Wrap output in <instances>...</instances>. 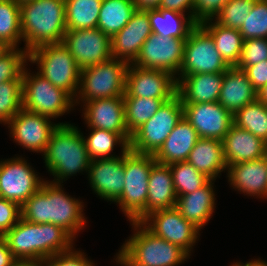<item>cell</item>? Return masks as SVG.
Masks as SVG:
<instances>
[{
	"mask_svg": "<svg viewBox=\"0 0 267 266\" xmlns=\"http://www.w3.org/2000/svg\"><path fill=\"white\" fill-rule=\"evenodd\" d=\"M83 202L65 194L61 184L45 181L21 207V218L31 223H52L74 239L84 225Z\"/></svg>",
	"mask_w": 267,
	"mask_h": 266,
	"instance_id": "obj_1",
	"label": "cell"
},
{
	"mask_svg": "<svg viewBox=\"0 0 267 266\" xmlns=\"http://www.w3.org/2000/svg\"><path fill=\"white\" fill-rule=\"evenodd\" d=\"M2 238L17 261L48 260L73 248L74 238L52 223H31L20 218Z\"/></svg>",
	"mask_w": 267,
	"mask_h": 266,
	"instance_id": "obj_2",
	"label": "cell"
},
{
	"mask_svg": "<svg viewBox=\"0 0 267 266\" xmlns=\"http://www.w3.org/2000/svg\"><path fill=\"white\" fill-rule=\"evenodd\" d=\"M21 31L27 52L62 43L66 26L65 0H33L20 4Z\"/></svg>",
	"mask_w": 267,
	"mask_h": 266,
	"instance_id": "obj_3",
	"label": "cell"
},
{
	"mask_svg": "<svg viewBox=\"0 0 267 266\" xmlns=\"http://www.w3.org/2000/svg\"><path fill=\"white\" fill-rule=\"evenodd\" d=\"M45 166L54 176L51 183L61 184L77 172H88L90 158L83 134L71 124L58 125L44 152Z\"/></svg>",
	"mask_w": 267,
	"mask_h": 266,
	"instance_id": "obj_4",
	"label": "cell"
},
{
	"mask_svg": "<svg viewBox=\"0 0 267 266\" xmlns=\"http://www.w3.org/2000/svg\"><path fill=\"white\" fill-rule=\"evenodd\" d=\"M135 234L116 255L121 266H177L189 255L179 246L155 236L141 222L131 221Z\"/></svg>",
	"mask_w": 267,
	"mask_h": 266,
	"instance_id": "obj_5",
	"label": "cell"
},
{
	"mask_svg": "<svg viewBox=\"0 0 267 266\" xmlns=\"http://www.w3.org/2000/svg\"><path fill=\"white\" fill-rule=\"evenodd\" d=\"M155 162L151 154H141L130 149L124 153V188L114 202L119 204L130 222H142L145 219L148 178Z\"/></svg>",
	"mask_w": 267,
	"mask_h": 266,
	"instance_id": "obj_6",
	"label": "cell"
},
{
	"mask_svg": "<svg viewBox=\"0 0 267 266\" xmlns=\"http://www.w3.org/2000/svg\"><path fill=\"white\" fill-rule=\"evenodd\" d=\"M28 61L38 64L39 74L74 99L79 90L81 69L62 44H45L28 52Z\"/></svg>",
	"mask_w": 267,
	"mask_h": 266,
	"instance_id": "obj_7",
	"label": "cell"
},
{
	"mask_svg": "<svg viewBox=\"0 0 267 266\" xmlns=\"http://www.w3.org/2000/svg\"><path fill=\"white\" fill-rule=\"evenodd\" d=\"M129 63L111 58L108 61L81 69L79 95L75 104L100 98L124 96ZM80 99V100H79Z\"/></svg>",
	"mask_w": 267,
	"mask_h": 266,
	"instance_id": "obj_8",
	"label": "cell"
},
{
	"mask_svg": "<svg viewBox=\"0 0 267 266\" xmlns=\"http://www.w3.org/2000/svg\"><path fill=\"white\" fill-rule=\"evenodd\" d=\"M24 69L22 77V108L50 119L71 110L74 98L63 89L54 86L38 72L32 74Z\"/></svg>",
	"mask_w": 267,
	"mask_h": 266,
	"instance_id": "obj_9",
	"label": "cell"
},
{
	"mask_svg": "<svg viewBox=\"0 0 267 266\" xmlns=\"http://www.w3.org/2000/svg\"><path fill=\"white\" fill-rule=\"evenodd\" d=\"M182 117L183 104L180 96L176 94L165 101L155 115L131 135L129 149L154 155Z\"/></svg>",
	"mask_w": 267,
	"mask_h": 266,
	"instance_id": "obj_10",
	"label": "cell"
},
{
	"mask_svg": "<svg viewBox=\"0 0 267 266\" xmlns=\"http://www.w3.org/2000/svg\"><path fill=\"white\" fill-rule=\"evenodd\" d=\"M229 67L217 51L212 36L200 24H197L186 39L183 63L178 75L223 74Z\"/></svg>",
	"mask_w": 267,
	"mask_h": 266,
	"instance_id": "obj_11",
	"label": "cell"
},
{
	"mask_svg": "<svg viewBox=\"0 0 267 266\" xmlns=\"http://www.w3.org/2000/svg\"><path fill=\"white\" fill-rule=\"evenodd\" d=\"M186 39L163 38L152 33L143 43L132 65L143 69L164 70L178 75L184 57Z\"/></svg>",
	"mask_w": 267,
	"mask_h": 266,
	"instance_id": "obj_12",
	"label": "cell"
},
{
	"mask_svg": "<svg viewBox=\"0 0 267 266\" xmlns=\"http://www.w3.org/2000/svg\"><path fill=\"white\" fill-rule=\"evenodd\" d=\"M44 182L22 157L0 161V197L13 201L20 207Z\"/></svg>",
	"mask_w": 267,
	"mask_h": 266,
	"instance_id": "obj_13",
	"label": "cell"
},
{
	"mask_svg": "<svg viewBox=\"0 0 267 266\" xmlns=\"http://www.w3.org/2000/svg\"><path fill=\"white\" fill-rule=\"evenodd\" d=\"M62 44L70 51L80 69L112 58L111 37L99 28L67 30Z\"/></svg>",
	"mask_w": 267,
	"mask_h": 266,
	"instance_id": "obj_14",
	"label": "cell"
},
{
	"mask_svg": "<svg viewBox=\"0 0 267 266\" xmlns=\"http://www.w3.org/2000/svg\"><path fill=\"white\" fill-rule=\"evenodd\" d=\"M141 223L155 236L179 246L189 256L198 235L200 236V230L185 219L175 207L153 212Z\"/></svg>",
	"mask_w": 267,
	"mask_h": 266,
	"instance_id": "obj_15",
	"label": "cell"
},
{
	"mask_svg": "<svg viewBox=\"0 0 267 266\" xmlns=\"http://www.w3.org/2000/svg\"><path fill=\"white\" fill-rule=\"evenodd\" d=\"M50 118L22 108L12 119L9 120L8 128L13 140L26 150L44 154L51 135L58 125L52 124Z\"/></svg>",
	"mask_w": 267,
	"mask_h": 266,
	"instance_id": "obj_16",
	"label": "cell"
},
{
	"mask_svg": "<svg viewBox=\"0 0 267 266\" xmlns=\"http://www.w3.org/2000/svg\"><path fill=\"white\" fill-rule=\"evenodd\" d=\"M183 117L196 130L199 138L223 140L234 124L233 115L218 101L182 103Z\"/></svg>",
	"mask_w": 267,
	"mask_h": 266,
	"instance_id": "obj_17",
	"label": "cell"
},
{
	"mask_svg": "<svg viewBox=\"0 0 267 266\" xmlns=\"http://www.w3.org/2000/svg\"><path fill=\"white\" fill-rule=\"evenodd\" d=\"M176 94L177 81L171 73L129 64L123 97L172 98Z\"/></svg>",
	"mask_w": 267,
	"mask_h": 266,
	"instance_id": "obj_18",
	"label": "cell"
},
{
	"mask_svg": "<svg viewBox=\"0 0 267 266\" xmlns=\"http://www.w3.org/2000/svg\"><path fill=\"white\" fill-rule=\"evenodd\" d=\"M121 156L91 160L88 178L92 189L100 198L114 202L121 194L125 183L124 153Z\"/></svg>",
	"mask_w": 267,
	"mask_h": 266,
	"instance_id": "obj_19",
	"label": "cell"
},
{
	"mask_svg": "<svg viewBox=\"0 0 267 266\" xmlns=\"http://www.w3.org/2000/svg\"><path fill=\"white\" fill-rule=\"evenodd\" d=\"M152 34L148 10H137L122 30L111 38L112 58L132 64Z\"/></svg>",
	"mask_w": 267,
	"mask_h": 266,
	"instance_id": "obj_20",
	"label": "cell"
},
{
	"mask_svg": "<svg viewBox=\"0 0 267 266\" xmlns=\"http://www.w3.org/2000/svg\"><path fill=\"white\" fill-rule=\"evenodd\" d=\"M84 119L89 128L119 133L128 143L131 135L125 123L123 96L85 102Z\"/></svg>",
	"mask_w": 267,
	"mask_h": 266,
	"instance_id": "obj_21",
	"label": "cell"
},
{
	"mask_svg": "<svg viewBox=\"0 0 267 266\" xmlns=\"http://www.w3.org/2000/svg\"><path fill=\"white\" fill-rule=\"evenodd\" d=\"M227 169L233 189L246 195L267 198V164L264 157L228 165Z\"/></svg>",
	"mask_w": 267,
	"mask_h": 266,
	"instance_id": "obj_22",
	"label": "cell"
},
{
	"mask_svg": "<svg viewBox=\"0 0 267 266\" xmlns=\"http://www.w3.org/2000/svg\"><path fill=\"white\" fill-rule=\"evenodd\" d=\"M176 81L177 94L182 103H212L219 99L223 74H191L178 76Z\"/></svg>",
	"mask_w": 267,
	"mask_h": 266,
	"instance_id": "obj_23",
	"label": "cell"
},
{
	"mask_svg": "<svg viewBox=\"0 0 267 266\" xmlns=\"http://www.w3.org/2000/svg\"><path fill=\"white\" fill-rule=\"evenodd\" d=\"M257 99V91L248 80L247 73L236 66L223 73L218 102L233 116L245 105Z\"/></svg>",
	"mask_w": 267,
	"mask_h": 266,
	"instance_id": "obj_24",
	"label": "cell"
},
{
	"mask_svg": "<svg viewBox=\"0 0 267 266\" xmlns=\"http://www.w3.org/2000/svg\"><path fill=\"white\" fill-rule=\"evenodd\" d=\"M222 143L227 166L262 158L267 145L263 139L234 124L224 136Z\"/></svg>",
	"mask_w": 267,
	"mask_h": 266,
	"instance_id": "obj_25",
	"label": "cell"
},
{
	"mask_svg": "<svg viewBox=\"0 0 267 266\" xmlns=\"http://www.w3.org/2000/svg\"><path fill=\"white\" fill-rule=\"evenodd\" d=\"M145 218L153 212L175 207L177 194L169 165L155 162L148 178Z\"/></svg>",
	"mask_w": 267,
	"mask_h": 266,
	"instance_id": "obj_26",
	"label": "cell"
},
{
	"mask_svg": "<svg viewBox=\"0 0 267 266\" xmlns=\"http://www.w3.org/2000/svg\"><path fill=\"white\" fill-rule=\"evenodd\" d=\"M198 139L196 130L182 117L160 149L153 155L154 159L166 165L187 161Z\"/></svg>",
	"mask_w": 267,
	"mask_h": 266,
	"instance_id": "obj_27",
	"label": "cell"
},
{
	"mask_svg": "<svg viewBox=\"0 0 267 266\" xmlns=\"http://www.w3.org/2000/svg\"><path fill=\"white\" fill-rule=\"evenodd\" d=\"M213 181L210 180L195 192L178 196L176 199L175 208L199 230L207 224L214 212L215 191H213Z\"/></svg>",
	"mask_w": 267,
	"mask_h": 266,
	"instance_id": "obj_28",
	"label": "cell"
},
{
	"mask_svg": "<svg viewBox=\"0 0 267 266\" xmlns=\"http://www.w3.org/2000/svg\"><path fill=\"white\" fill-rule=\"evenodd\" d=\"M187 162L211 180L227 171L223 143L218 139L199 138L191 150Z\"/></svg>",
	"mask_w": 267,
	"mask_h": 266,
	"instance_id": "obj_29",
	"label": "cell"
},
{
	"mask_svg": "<svg viewBox=\"0 0 267 266\" xmlns=\"http://www.w3.org/2000/svg\"><path fill=\"white\" fill-rule=\"evenodd\" d=\"M152 33L163 38L187 39L197 23L183 13L162 8L148 9Z\"/></svg>",
	"mask_w": 267,
	"mask_h": 266,
	"instance_id": "obj_30",
	"label": "cell"
},
{
	"mask_svg": "<svg viewBox=\"0 0 267 266\" xmlns=\"http://www.w3.org/2000/svg\"><path fill=\"white\" fill-rule=\"evenodd\" d=\"M212 21L213 19H208L199 24L212 36L216 49L224 61L230 67L237 66L244 42L240 31Z\"/></svg>",
	"mask_w": 267,
	"mask_h": 266,
	"instance_id": "obj_31",
	"label": "cell"
},
{
	"mask_svg": "<svg viewBox=\"0 0 267 266\" xmlns=\"http://www.w3.org/2000/svg\"><path fill=\"white\" fill-rule=\"evenodd\" d=\"M135 11L133 0H103L97 28L112 38L130 21Z\"/></svg>",
	"mask_w": 267,
	"mask_h": 266,
	"instance_id": "obj_32",
	"label": "cell"
},
{
	"mask_svg": "<svg viewBox=\"0 0 267 266\" xmlns=\"http://www.w3.org/2000/svg\"><path fill=\"white\" fill-rule=\"evenodd\" d=\"M103 0H65L67 30L97 28Z\"/></svg>",
	"mask_w": 267,
	"mask_h": 266,
	"instance_id": "obj_33",
	"label": "cell"
},
{
	"mask_svg": "<svg viewBox=\"0 0 267 266\" xmlns=\"http://www.w3.org/2000/svg\"><path fill=\"white\" fill-rule=\"evenodd\" d=\"M171 98L123 97L125 123L132 135L145 122L152 118L161 105Z\"/></svg>",
	"mask_w": 267,
	"mask_h": 266,
	"instance_id": "obj_34",
	"label": "cell"
},
{
	"mask_svg": "<svg viewBox=\"0 0 267 266\" xmlns=\"http://www.w3.org/2000/svg\"><path fill=\"white\" fill-rule=\"evenodd\" d=\"M91 133L85 140L90 160L115 157L111 154L118 143L122 150L129 149V143L119 134L108 130L90 128Z\"/></svg>",
	"mask_w": 267,
	"mask_h": 266,
	"instance_id": "obj_35",
	"label": "cell"
},
{
	"mask_svg": "<svg viewBox=\"0 0 267 266\" xmlns=\"http://www.w3.org/2000/svg\"><path fill=\"white\" fill-rule=\"evenodd\" d=\"M234 125L251 132L267 142V109L266 105L255 100L233 116Z\"/></svg>",
	"mask_w": 267,
	"mask_h": 266,
	"instance_id": "obj_36",
	"label": "cell"
},
{
	"mask_svg": "<svg viewBox=\"0 0 267 266\" xmlns=\"http://www.w3.org/2000/svg\"><path fill=\"white\" fill-rule=\"evenodd\" d=\"M22 39L20 5L14 0H0V41L18 48Z\"/></svg>",
	"mask_w": 267,
	"mask_h": 266,
	"instance_id": "obj_37",
	"label": "cell"
},
{
	"mask_svg": "<svg viewBox=\"0 0 267 266\" xmlns=\"http://www.w3.org/2000/svg\"><path fill=\"white\" fill-rule=\"evenodd\" d=\"M175 192L178 196L195 192L211 179L200 173L187 161L170 164Z\"/></svg>",
	"mask_w": 267,
	"mask_h": 266,
	"instance_id": "obj_38",
	"label": "cell"
},
{
	"mask_svg": "<svg viewBox=\"0 0 267 266\" xmlns=\"http://www.w3.org/2000/svg\"><path fill=\"white\" fill-rule=\"evenodd\" d=\"M22 79L0 83V123L8 124L22 109Z\"/></svg>",
	"mask_w": 267,
	"mask_h": 266,
	"instance_id": "obj_39",
	"label": "cell"
},
{
	"mask_svg": "<svg viewBox=\"0 0 267 266\" xmlns=\"http://www.w3.org/2000/svg\"><path fill=\"white\" fill-rule=\"evenodd\" d=\"M244 40L267 38V0H256L239 29Z\"/></svg>",
	"mask_w": 267,
	"mask_h": 266,
	"instance_id": "obj_40",
	"label": "cell"
},
{
	"mask_svg": "<svg viewBox=\"0 0 267 266\" xmlns=\"http://www.w3.org/2000/svg\"><path fill=\"white\" fill-rule=\"evenodd\" d=\"M256 0H228L214 21L223 27L240 29Z\"/></svg>",
	"mask_w": 267,
	"mask_h": 266,
	"instance_id": "obj_41",
	"label": "cell"
},
{
	"mask_svg": "<svg viewBox=\"0 0 267 266\" xmlns=\"http://www.w3.org/2000/svg\"><path fill=\"white\" fill-rule=\"evenodd\" d=\"M27 60L28 52L19 48H12L0 58V83L22 79Z\"/></svg>",
	"mask_w": 267,
	"mask_h": 266,
	"instance_id": "obj_42",
	"label": "cell"
},
{
	"mask_svg": "<svg viewBox=\"0 0 267 266\" xmlns=\"http://www.w3.org/2000/svg\"><path fill=\"white\" fill-rule=\"evenodd\" d=\"M267 60V38L247 39L243 42L237 68L245 70L248 66L256 65Z\"/></svg>",
	"mask_w": 267,
	"mask_h": 266,
	"instance_id": "obj_43",
	"label": "cell"
},
{
	"mask_svg": "<svg viewBox=\"0 0 267 266\" xmlns=\"http://www.w3.org/2000/svg\"><path fill=\"white\" fill-rule=\"evenodd\" d=\"M20 206L0 197V237L8 232L21 218Z\"/></svg>",
	"mask_w": 267,
	"mask_h": 266,
	"instance_id": "obj_44",
	"label": "cell"
},
{
	"mask_svg": "<svg viewBox=\"0 0 267 266\" xmlns=\"http://www.w3.org/2000/svg\"><path fill=\"white\" fill-rule=\"evenodd\" d=\"M228 0H194L193 20L199 24L214 17Z\"/></svg>",
	"mask_w": 267,
	"mask_h": 266,
	"instance_id": "obj_45",
	"label": "cell"
},
{
	"mask_svg": "<svg viewBox=\"0 0 267 266\" xmlns=\"http://www.w3.org/2000/svg\"><path fill=\"white\" fill-rule=\"evenodd\" d=\"M85 256L81 251H75L71 248L68 251L53 255L47 262L49 266H95L93 261L91 262Z\"/></svg>",
	"mask_w": 267,
	"mask_h": 266,
	"instance_id": "obj_46",
	"label": "cell"
},
{
	"mask_svg": "<svg viewBox=\"0 0 267 266\" xmlns=\"http://www.w3.org/2000/svg\"><path fill=\"white\" fill-rule=\"evenodd\" d=\"M244 71L247 73L248 80L256 91L267 84V60L253 66H248Z\"/></svg>",
	"mask_w": 267,
	"mask_h": 266,
	"instance_id": "obj_47",
	"label": "cell"
},
{
	"mask_svg": "<svg viewBox=\"0 0 267 266\" xmlns=\"http://www.w3.org/2000/svg\"><path fill=\"white\" fill-rule=\"evenodd\" d=\"M159 8L174 10L183 14L188 10V16L193 19L194 0H161Z\"/></svg>",
	"mask_w": 267,
	"mask_h": 266,
	"instance_id": "obj_48",
	"label": "cell"
},
{
	"mask_svg": "<svg viewBox=\"0 0 267 266\" xmlns=\"http://www.w3.org/2000/svg\"><path fill=\"white\" fill-rule=\"evenodd\" d=\"M16 261L6 241L0 237V266H14Z\"/></svg>",
	"mask_w": 267,
	"mask_h": 266,
	"instance_id": "obj_49",
	"label": "cell"
},
{
	"mask_svg": "<svg viewBox=\"0 0 267 266\" xmlns=\"http://www.w3.org/2000/svg\"><path fill=\"white\" fill-rule=\"evenodd\" d=\"M137 10L159 8L161 0H133Z\"/></svg>",
	"mask_w": 267,
	"mask_h": 266,
	"instance_id": "obj_50",
	"label": "cell"
},
{
	"mask_svg": "<svg viewBox=\"0 0 267 266\" xmlns=\"http://www.w3.org/2000/svg\"><path fill=\"white\" fill-rule=\"evenodd\" d=\"M14 266H49L47 260L16 261Z\"/></svg>",
	"mask_w": 267,
	"mask_h": 266,
	"instance_id": "obj_51",
	"label": "cell"
},
{
	"mask_svg": "<svg viewBox=\"0 0 267 266\" xmlns=\"http://www.w3.org/2000/svg\"><path fill=\"white\" fill-rule=\"evenodd\" d=\"M257 100L267 105V84L257 90Z\"/></svg>",
	"mask_w": 267,
	"mask_h": 266,
	"instance_id": "obj_52",
	"label": "cell"
},
{
	"mask_svg": "<svg viewBox=\"0 0 267 266\" xmlns=\"http://www.w3.org/2000/svg\"><path fill=\"white\" fill-rule=\"evenodd\" d=\"M240 264L242 266H267V262H265L261 259H258V260L254 259V261L252 260V261H249V262H246L243 264L240 262Z\"/></svg>",
	"mask_w": 267,
	"mask_h": 266,
	"instance_id": "obj_53",
	"label": "cell"
},
{
	"mask_svg": "<svg viewBox=\"0 0 267 266\" xmlns=\"http://www.w3.org/2000/svg\"><path fill=\"white\" fill-rule=\"evenodd\" d=\"M12 48L6 43L0 41V58L6 55Z\"/></svg>",
	"mask_w": 267,
	"mask_h": 266,
	"instance_id": "obj_54",
	"label": "cell"
},
{
	"mask_svg": "<svg viewBox=\"0 0 267 266\" xmlns=\"http://www.w3.org/2000/svg\"><path fill=\"white\" fill-rule=\"evenodd\" d=\"M17 4H22V3H25V2H28V1H33V0H14Z\"/></svg>",
	"mask_w": 267,
	"mask_h": 266,
	"instance_id": "obj_55",
	"label": "cell"
},
{
	"mask_svg": "<svg viewBox=\"0 0 267 266\" xmlns=\"http://www.w3.org/2000/svg\"><path fill=\"white\" fill-rule=\"evenodd\" d=\"M264 159H265V162L267 164V145H266V149H265V153H264Z\"/></svg>",
	"mask_w": 267,
	"mask_h": 266,
	"instance_id": "obj_56",
	"label": "cell"
},
{
	"mask_svg": "<svg viewBox=\"0 0 267 266\" xmlns=\"http://www.w3.org/2000/svg\"><path fill=\"white\" fill-rule=\"evenodd\" d=\"M231 266H242L240 263H235V264H232Z\"/></svg>",
	"mask_w": 267,
	"mask_h": 266,
	"instance_id": "obj_57",
	"label": "cell"
}]
</instances>
